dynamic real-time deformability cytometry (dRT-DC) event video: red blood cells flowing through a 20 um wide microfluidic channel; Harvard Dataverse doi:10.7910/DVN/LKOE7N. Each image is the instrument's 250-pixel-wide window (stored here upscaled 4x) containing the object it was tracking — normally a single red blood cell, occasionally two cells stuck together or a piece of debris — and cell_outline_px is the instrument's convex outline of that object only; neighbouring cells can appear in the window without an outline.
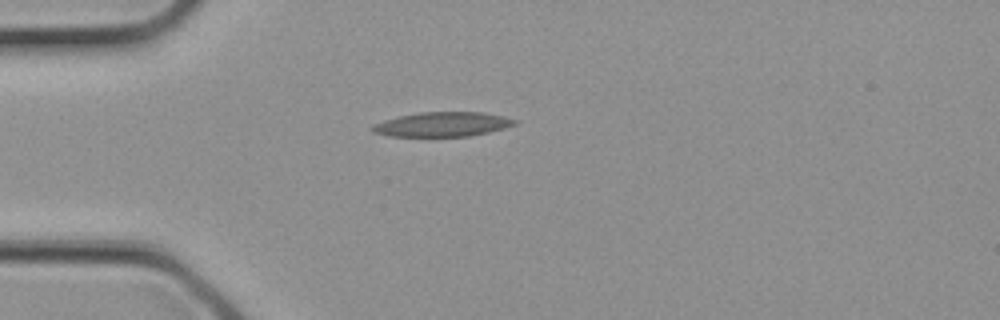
{"species": "common noctule bat (a hibernating species)", "species_latin": "Nyctalus noctula", "temperature_condition": "cold", "stored_images_in_passage": 1, "camera_frame_rate_fps": 3000, "um_per_image_px": 0.085, "animal": {"sex": "female", "body_mass_g": 21.9}, "frame": {"image": 1, "passage_image": 1, "time_ms": 0.0, "image_size_px": [1000, 320], "cell_outline_px": [[520, 120], [516, 124], [504, 128], [488, 132], [468, 136], [388, 136], [372, 132], [368, 128], [372, 124], [384, 120], [400, 116], [420, 112], [484, 112], [504, 116]], "centroid_in_image_um": [37.59, 10.56], "position_along_channel_um": 47.4, "area_um2": 20.46}}